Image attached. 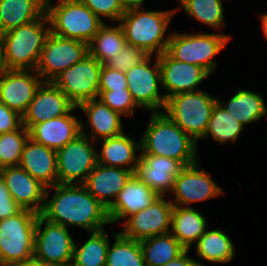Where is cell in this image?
I'll return each instance as SVG.
<instances>
[{
	"label": "cell",
	"instance_id": "cell-21",
	"mask_svg": "<svg viewBox=\"0 0 267 266\" xmlns=\"http://www.w3.org/2000/svg\"><path fill=\"white\" fill-rule=\"evenodd\" d=\"M77 108H80L88 119L86 121L88 125H85L81 120V134L89 137L94 142L115 137L124 132L122 115L109 108L100 99L85 101Z\"/></svg>",
	"mask_w": 267,
	"mask_h": 266
},
{
	"label": "cell",
	"instance_id": "cell-19",
	"mask_svg": "<svg viewBox=\"0 0 267 266\" xmlns=\"http://www.w3.org/2000/svg\"><path fill=\"white\" fill-rule=\"evenodd\" d=\"M184 167L180 161L172 158L140 154L134 175L158 196H169L174 179Z\"/></svg>",
	"mask_w": 267,
	"mask_h": 266
},
{
	"label": "cell",
	"instance_id": "cell-48",
	"mask_svg": "<svg viewBox=\"0 0 267 266\" xmlns=\"http://www.w3.org/2000/svg\"><path fill=\"white\" fill-rule=\"evenodd\" d=\"M10 266H50V265L41 264V263H38V262L33 260V261H30V262L17 263V264H13V265H10Z\"/></svg>",
	"mask_w": 267,
	"mask_h": 266
},
{
	"label": "cell",
	"instance_id": "cell-1",
	"mask_svg": "<svg viewBox=\"0 0 267 266\" xmlns=\"http://www.w3.org/2000/svg\"><path fill=\"white\" fill-rule=\"evenodd\" d=\"M51 189L54 193L50 198ZM40 215L49 222L68 229L71 226L80 227L88 233L102 230L104 225L110 224L107 208L83 184H55L46 188Z\"/></svg>",
	"mask_w": 267,
	"mask_h": 266
},
{
	"label": "cell",
	"instance_id": "cell-8",
	"mask_svg": "<svg viewBox=\"0 0 267 266\" xmlns=\"http://www.w3.org/2000/svg\"><path fill=\"white\" fill-rule=\"evenodd\" d=\"M217 98L204 90L180 93L166 99L163 112L197 142L207 129Z\"/></svg>",
	"mask_w": 267,
	"mask_h": 266
},
{
	"label": "cell",
	"instance_id": "cell-18",
	"mask_svg": "<svg viewBox=\"0 0 267 266\" xmlns=\"http://www.w3.org/2000/svg\"><path fill=\"white\" fill-rule=\"evenodd\" d=\"M42 82L36 70L8 69L0 77V102L22 116Z\"/></svg>",
	"mask_w": 267,
	"mask_h": 266
},
{
	"label": "cell",
	"instance_id": "cell-23",
	"mask_svg": "<svg viewBox=\"0 0 267 266\" xmlns=\"http://www.w3.org/2000/svg\"><path fill=\"white\" fill-rule=\"evenodd\" d=\"M134 173L127 169L96 164L83 183L87 191L108 208Z\"/></svg>",
	"mask_w": 267,
	"mask_h": 266
},
{
	"label": "cell",
	"instance_id": "cell-14",
	"mask_svg": "<svg viewBox=\"0 0 267 266\" xmlns=\"http://www.w3.org/2000/svg\"><path fill=\"white\" fill-rule=\"evenodd\" d=\"M200 160L185 166L174 179L170 192L171 202L180 207H192L190 204L214 199L224 195V191L209 172L200 169ZM175 198V199H174Z\"/></svg>",
	"mask_w": 267,
	"mask_h": 266
},
{
	"label": "cell",
	"instance_id": "cell-44",
	"mask_svg": "<svg viewBox=\"0 0 267 266\" xmlns=\"http://www.w3.org/2000/svg\"><path fill=\"white\" fill-rule=\"evenodd\" d=\"M189 251L190 249H186L182 254L169 261L164 266H193L196 261L193 257L188 256V254L190 253Z\"/></svg>",
	"mask_w": 267,
	"mask_h": 266
},
{
	"label": "cell",
	"instance_id": "cell-37",
	"mask_svg": "<svg viewBox=\"0 0 267 266\" xmlns=\"http://www.w3.org/2000/svg\"><path fill=\"white\" fill-rule=\"evenodd\" d=\"M29 131L21 125L18 129L0 134V164L3 167L18 166Z\"/></svg>",
	"mask_w": 267,
	"mask_h": 266
},
{
	"label": "cell",
	"instance_id": "cell-34",
	"mask_svg": "<svg viewBox=\"0 0 267 266\" xmlns=\"http://www.w3.org/2000/svg\"><path fill=\"white\" fill-rule=\"evenodd\" d=\"M188 17L196 19L197 22L205 24L219 33L225 28L223 0H176ZM181 8V9H180Z\"/></svg>",
	"mask_w": 267,
	"mask_h": 266
},
{
	"label": "cell",
	"instance_id": "cell-6",
	"mask_svg": "<svg viewBox=\"0 0 267 266\" xmlns=\"http://www.w3.org/2000/svg\"><path fill=\"white\" fill-rule=\"evenodd\" d=\"M232 35L223 33L172 32L166 52L175 60L199 65L211 75L216 71L214 58L229 44Z\"/></svg>",
	"mask_w": 267,
	"mask_h": 266
},
{
	"label": "cell",
	"instance_id": "cell-22",
	"mask_svg": "<svg viewBox=\"0 0 267 266\" xmlns=\"http://www.w3.org/2000/svg\"><path fill=\"white\" fill-rule=\"evenodd\" d=\"M76 109L75 106L68 114L35 124L29 130L30 138L56 151L64 147L81 134V119L72 115Z\"/></svg>",
	"mask_w": 267,
	"mask_h": 266
},
{
	"label": "cell",
	"instance_id": "cell-10",
	"mask_svg": "<svg viewBox=\"0 0 267 266\" xmlns=\"http://www.w3.org/2000/svg\"><path fill=\"white\" fill-rule=\"evenodd\" d=\"M153 58L155 59L152 64ZM152 64V65H151ZM128 91L139 108L145 111L163 112L166 104L164 94L159 92L161 71L158 56L148 55L145 59L125 72Z\"/></svg>",
	"mask_w": 267,
	"mask_h": 266
},
{
	"label": "cell",
	"instance_id": "cell-7",
	"mask_svg": "<svg viewBox=\"0 0 267 266\" xmlns=\"http://www.w3.org/2000/svg\"><path fill=\"white\" fill-rule=\"evenodd\" d=\"M38 216L22 209L16 215L0 220V266L33 261Z\"/></svg>",
	"mask_w": 267,
	"mask_h": 266
},
{
	"label": "cell",
	"instance_id": "cell-15",
	"mask_svg": "<svg viewBox=\"0 0 267 266\" xmlns=\"http://www.w3.org/2000/svg\"><path fill=\"white\" fill-rule=\"evenodd\" d=\"M173 206L167 196H159L144 210L128 216L120 233L135 241L169 233Z\"/></svg>",
	"mask_w": 267,
	"mask_h": 266
},
{
	"label": "cell",
	"instance_id": "cell-36",
	"mask_svg": "<svg viewBox=\"0 0 267 266\" xmlns=\"http://www.w3.org/2000/svg\"><path fill=\"white\" fill-rule=\"evenodd\" d=\"M114 242L109 244L106 266H145L140 241L112 233Z\"/></svg>",
	"mask_w": 267,
	"mask_h": 266
},
{
	"label": "cell",
	"instance_id": "cell-50",
	"mask_svg": "<svg viewBox=\"0 0 267 266\" xmlns=\"http://www.w3.org/2000/svg\"><path fill=\"white\" fill-rule=\"evenodd\" d=\"M3 166L0 164V179H2Z\"/></svg>",
	"mask_w": 267,
	"mask_h": 266
},
{
	"label": "cell",
	"instance_id": "cell-9",
	"mask_svg": "<svg viewBox=\"0 0 267 266\" xmlns=\"http://www.w3.org/2000/svg\"><path fill=\"white\" fill-rule=\"evenodd\" d=\"M69 229L40 214L34 236V261L50 266H71L75 240Z\"/></svg>",
	"mask_w": 267,
	"mask_h": 266
},
{
	"label": "cell",
	"instance_id": "cell-4",
	"mask_svg": "<svg viewBox=\"0 0 267 266\" xmlns=\"http://www.w3.org/2000/svg\"><path fill=\"white\" fill-rule=\"evenodd\" d=\"M48 24V25H47ZM50 33L46 13L40 18L0 35L8 69L36 70Z\"/></svg>",
	"mask_w": 267,
	"mask_h": 266
},
{
	"label": "cell",
	"instance_id": "cell-17",
	"mask_svg": "<svg viewBox=\"0 0 267 266\" xmlns=\"http://www.w3.org/2000/svg\"><path fill=\"white\" fill-rule=\"evenodd\" d=\"M74 107L53 82H42L22 115V125L29 131L35 124L68 114Z\"/></svg>",
	"mask_w": 267,
	"mask_h": 266
},
{
	"label": "cell",
	"instance_id": "cell-11",
	"mask_svg": "<svg viewBox=\"0 0 267 266\" xmlns=\"http://www.w3.org/2000/svg\"><path fill=\"white\" fill-rule=\"evenodd\" d=\"M89 137L79 134L57 152L58 184H83L97 164V149Z\"/></svg>",
	"mask_w": 267,
	"mask_h": 266
},
{
	"label": "cell",
	"instance_id": "cell-41",
	"mask_svg": "<svg viewBox=\"0 0 267 266\" xmlns=\"http://www.w3.org/2000/svg\"><path fill=\"white\" fill-rule=\"evenodd\" d=\"M128 89V83L125 72L118 71L107 67L101 66L99 77V91H112Z\"/></svg>",
	"mask_w": 267,
	"mask_h": 266
},
{
	"label": "cell",
	"instance_id": "cell-49",
	"mask_svg": "<svg viewBox=\"0 0 267 266\" xmlns=\"http://www.w3.org/2000/svg\"><path fill=\"white\" fill-rule=\"evenodd\" d=\"M193 266H208V265H204L203 263L195 262V263L193 264Z\"/></svg>",
	"mask_w": 267,
	"mask_h": 266
},
{
	"label": "cell",
	"instance_id": "cell-2",
	"mask_svg": "<svg viewBox=\"0 0 267 266\" xmlns=\"http://www.w3.org/2000/svg\"><path fill=\"white\" fill-rule=\"evenodd\" d=\"M140 154L168 157L189 166L198 161L197 142L164 112L151 113L140 138Z\"/></svg>",
	"mask_w": 267,
	"mask_h": 266
},
{
	"label": "cell",
	"instance_id": "cell-26",
	"mask_svg": "<svg viewBox=\"0 0 267 266\" xmlns=\"http://www.w3.org/2000/svg\"><path fill=\"white\" fill-rule=\"evenodd\" d=\"M102 143L100 152H97V163L107 167L122 168L135 172L140 158V138L135 139L122 134L105 138L97 142Z\"/></svg>",
	"mask_w": 267,
	"mask_h": 266
},
{
	"label": "cell",
	"instance_id": "cell-3",
	"mask_svg": "<svg viewBox=\"0 0 267 266\" xmlns=\"http://www.w3.org/2000/svg\"><path fill=\"white\" fill-rule=\"evenodd\" d=\"M176 9L145 10L127 8L119 20L128 45L142 49L147 55L159 56L166 51L171 33H167ZM166 34L167 37H166Z\"/></svg>",
	"mask_w": 267,
	"mask_h": 266
},
{
	"label": "cell",
	"instance_id": "cell-31",
	"mask_svg": "<svg viewBox=\"0 0 267 266\" xmlns=\"http://www.w3.org/2000/svg\"><path fill=\"white\" fill-rule=\"evenodd\" d=\"M127 42L122 27L104 24L87 44L88 54L102 65L122 52Z\"/></svg>",
	"mask_w": 267,
	"mask_h": 266
},
{
	"label": "cell",
	"instance_id": "cell-39",
	"mask_svg": "<svg viewBox=\"0 0 267 266\" xmlns=\"http://www.w3.org/2000/svg\"><path fill=\"white\" fill-rule=\"evenodd\" d=\"M85 4L100 20L108 19L110 22L118 23L125 8L119 0H80Z\"/></svg>",
	"mask_w": 267,
	"mask_h": 266
},
{
	"label": "cell",
	"instance_id": "cell-33",
	"mask_svg": "<svg viewBox=\"0 0 267 266\" xmlns=\"http://www.w3.org/2000/svg\"><path fill=\"white\" fill-rule=\"evenodd\" d=\"M88 240L78 247L74 245L71 266H106L107 252L111 239L102 229L89 233Z\"/></svg>",
	"mask_w": 267,
	"mask_h": 266
},
{
	"label": "cell",
	"instance_id": "cell-46",
	"mask_svg": "<svg viewBox=\"0 0 267 266\" xmlns=\"http://www.w3.org/2000/svg\"><path fill=\"white\" fill-rule=\"evenodd\" d=\"M8 70L5 58H4V52H3V45L0 38V77Z\"/></svg>",
	"mask_w": 267,
	"mask_h": 266
},
{
	"label": "cell",
	"instance_id": "cell-12",
	"mask_svg": "<svg viewBox=\"0 0 267 266\" xmlns=\"http://www.w3.org/2000/svg\"><path fill=\"white\" fill-rule=\"evenodd\" d=\"M102 64L87 54L59 74L52 82L78 107L99 96V77Z\"/></svg>",
	"mask_w": 267,
	"mask_h": 266
},
{
	"label": "cell",
	"instance_id": "cell-16",
	"mask_svg": "<svg viewBox=\"0 0 267 266\" xmlns=\"http://www.w3.org/2000/svg\"><path fill=\"white\" fill-rule=\"evenodd\" d=\"M161 71V86L165 98L195 92L211 74L199 65L181 62L172 58L166 51L158 56Z\"/></svg>",
	"mask_w": 267,
	"mask_h": 266
},
{
	"label": "cell",
	"instance_id": "cell-38",
	"mask_svg": "<svg viewBox=\"0 0 267 266\" xmlns=\"http://www.w3.org/2000/svg\"><path fill=\"white\" fill-rule=\"evenodd\" d=\"M98 99L124 117L133 116L135 109H139L128 89L99 91Z\"/></svg>",
	"mask_w": 267,
	"mask_h": 266
},
{
	"label": "cell",
	"instance_id": "cell-24",
	"mask_svg": "<svg viewBox=\"0 0 267 266\" xmlns=\"http://www.w3.org/2000/svg\"><path fill=\"white\" fill-rule=\"evenodd\" d=\"M158 197L150 187L133 175L107 208L110 224L126 220L131 214L144 210Z\"/></svg>",
	"mask_w": 267,
	"mask_h": 266
},
{
	"label": "cell",
	"instance_id": "cell-30",
	"mask_svg": "<svg viewBox=\"0 0 267 266\" xmlns=\"http://www.w3.org/2000/svg\"><path fill=\"white\" fill-rule=\"evenodd\" d=\"M46 0H0V35L40 18Z\"/></svg>",
	"mask_w": 267,
	"mask_h": 266
},
{
	"label": "cell",
	"instance_id": "cell-27",
	"mask_svg": "<svg viewBox=\"0 0 267 266\" xmlns=\"http://www.w3.org/2000/svg\"><path fill=\"white\" fill-rule=\"evenodd\" d=\"M200 212L194 207L173 206L170 233L185 249H191L208 228L207 218Z\"/></svg>",
	"mask_w": 267,
	"mask_h": 266
},
{
	"label": "cell",
	"instance_id": "cell-28",
	"mask_svg": "<svg viewBox=\"0 0 267 266\" xmlns=\"http://www.w3.org/2000/svg\"><path fill=\"white\" fill-rule=\"evenodd\" d=\"M217 102L244 127L267 115L262 94L252 90L239 88L227 102L219 98Z\"/></svg>",
	"mask_w": 267,
	"mask_h": 266
},
{
	"label": "cell",
	"instance_id": "cell-32",
	"mask_svg": "<svg viewBox=\"0 0 267 266\" xmlns=\"http://www.w3.org/2000/svg\"><path fill=\"white\" fill-rule=\"evenodd\" d=\"M145 266H164L186 249L169 232L140 241Z\"/></svg>",
	"mask_w": 267,
	"mask_h": 266
},
{
	"label": "cell",
	"instance_id": "cell-40",
	"mask_svg": "<svg viewBox=\"0 0 267 266\" xmlns=\"http://www.w3.org/2000/svg\"><path fill=\"white\" fill-rule=\"evenodd\" d=\"M148 55L140 48L126 44L122 52L110 59L105 65L121 72H126Z\"/></svg>",
	"mask_w": 267,
	"mask_h": 266
},
{
	"label": "cell",
	"instance_id": "cell-35",
	"mask_svg": "<svg viewBox=\"0 0 267 266\" xmlns=\"http://www.w3.org/2000/svg\"><path fill=\"white\" fill-rule=\"evenodd\" d=\"M244 126L230 115L218 102L215 104L211 118L204 136L207 139L209 135L219 144L235 143L244 130Z\"/></svg>",
	"mask_w": 267,
	"mask_h": 266
},
{
	"label": "cell",
	"instance_id": "cell-43",
	"mask_svg": "<svg viewBox=\"0 0 267 266\" xmlns=\"http://www.w3.org/2000/svg\"><path fill=\"white\" fill-rule=\"evenodd\" d=\"M22 125V116L0 102V134L11 132Z\"/></svg>",
	"mask_w": 267,
	"mask_h": 266
},
{
	"label": "cell",
	"instance_id": "cell-29",
	"mask_svg": "<svg viewBox=\"0 0 267 266\" xmlns=\"http://www.w3.org/2000/svg\"><path fill=\"white\" fill-rule=\"evenodd\" d=\"M198 259L196 262L202 263L200 259L209 263L227 264L235 256V247L229 234L220 229H206L205 233L194 244Z\"/></svg>",
	"mask_w": 267,
	"mask_h": 266
},
{
	"label": "cell",
	"instance_id": "cell-47",
	"mask_svg": "<svg viewBox=\"0 0 267 266\" xmlns=\"http://www.w3.org/2000/svg\"><path fill=\"white\" fill-rule=\"evenodd\" d=\"M259 18L261 20V24H262V33L264 35V38L267 40V13H262L259 15Z\"/></svg>",
	"mask_w": 267,
	"mask_h": 266
},
{
	"label": "cell",
	"instance_id": "cell-42",
	"mask_svg": "<svg viewBox=\"0 0 267 266\" xmlns=\"http://www.w3.org/2000/svg\"><path fill=\"white\" fill-rule=\"evenodd\" d=\"M22 208L13 200L9 194L5 182L0 179V220L12 217L19 213Z\"/></svg>",
	"mask_w": 267,
	"mask_h": 266
},
{
	"label": "cell",
	"instance_id": "cell-5",
	"mask_svg": "<svg viewBox=\"0 0 267 266\" xmlns=\"http://www.w3.org/2000/svg\"><path fill=\"white\" fill-rule=\"evenodd\" d=\"M50 32L88 44L105 24L80 0L45 1Z\"/></svg>",
	"mask_w": 267,
	"mask_h": 266
},
{
	"label": "cell",
	"instance_id": "cell-45",
	"mask_svg": "<svg viewBox=\"0 0 267 266\" xmlns=\"http://www.w3.org/2000/svg\"><path fill=\"white\" fill-rule=\"evenodd\" d=\"M125 9L132 7H143L146 0H119Z\"/></svg>",
	"mask_w": 267,
	"mask_h": 266
},
{
	"label": "cell",
	"instance_id": "cell-25",
	"mask_svg": "<svg viewBox=\"0 0 267 266\" xmlns=\"http://www.w3.org/2000/svg\"><path fill=\"white\" fill-rule=\"evenodd\" d=\"M57 152L29 138L24 146L19 166L46 188L58 184Z\"/></svg>",
	"mask_w": 267,
	"mask_h": 266
},
{
	"label": "cell",
	"instance_id": "cell-13",
	"mask_svg": "<svg viewBox=\"0 0 267 266\" xmlns=\"http://www.w3.org/2000/svg\"><path fill=\"white\" fill-rule=\"evenodd\" d=\"M88 54L87 44L49 33L36 68L43 82H52L64 70Z\"/></svg>",
	"mask_w": 267,
	"mask_h": 266
},
{
	"label": "cell",
	"instance_id": "cell-20",
	"mask_svg": "<svg viewBox=\"0 0 267 266\" xmlns=\"http://www.w3.org/2000/svg\"><path fill=\"white\" fill-rule=\"evenodd\" d=\"M2 180L13 200L22 209L42 213L46 193V187L42 183L19 165L4 167Z\"/></svg>",
	"mask_w": 267,
	"mask_h": 266
}]
</instances>
